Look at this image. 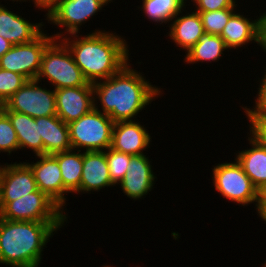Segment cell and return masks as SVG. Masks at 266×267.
I'll use <instances>...</instances> for the list:
<instances>
[{
  "label": "cell",
  "mask_w": 266,
  "mask_h": 267,
  "mask_svg": "<svg viewBox=\"0 0 266 267\" xmlns=\"http://www.w3.org/2000/svg\"><path fill=\"white\" fill-rule=\"evenodd\" d=\"M132 156L133 155L116 151L110 147L106 150L109 175L115 186L123 180Z\"/></svg>",
  "instance_id": "cell-27"
},
{
  "label": "cell",
  "mask_w": 266,
  "mask_h": 267,
  "mask_svg": "<svg viewBox=\"0 0 266 267\" xmlns=\"http://www.w3.org/2000/svg\"><path fill=\"white\" fill-rule=\"evenodd\" d=\"M266 213V188L260 193V206L258 216L261 218Z\"/></svg>",
  "instance_id": "cell-34"
},
{
  "label": "cell",
  "mask_w": 266,
  "mask_h": 267,
  "mask_svg": "<svg viewBox=\"0 0 266 267\" xmlns=\"http://www.w3.org/2000/svg\"><path fill=\"white\" fill-rule=\"evenodd\" d=\"M39 131L43 141V154L53 155L72 149L68 125L57 115L39 117Z\"/></svg>",
  "instance_id": "cell-21"
},
{
  "label": "cell",
  "mask_w": 266,
  "mask_h": 267,
  "mask_svg": "<svg viewBox=\"0 0 266 267\" xmlns=\"http://www.w3.org/2000/svg\"><path fill=\"white\" fill-rule=\"evenodd\" d=\"M261 220L263 221H265V223H266V213L261 217Z\"/></svg>",
  "instance_id": "cell-37"
},
{
  "label": "cell",
  "mask_w": 266,
  "mask_h": 267,
  "mask_svg": "<svg viewBox=\"0 0 266 267\" xmlns=\"http://www.w3.org/2000/svg\"><path fill=\"white\" fill-rule=\"evenodd\" d=\"M44 31L33 41L12 47L0 58V68L23 75L27 80L36 79L43 52L54 40Z\"/></svg>",
  "instance_id": "cell-10"
},
{
  "label": "cell",
  "mask_w": 266,
  "mask_h": 267,
  "mask_svg": "<svg viewBox=\"0 0 266 267\" xmlns=\"http://www.w3.org/2000/svg\"><path fill=\"white\" fill-rule=\"evenodd\" d=\"M139 8L148 17L149 21L158 24L169 23L182 10L186 9L188 0H141Z\"/></svg>",
  "instance_id": "cell-25"
},
{
  "label": "cell",
  "mask_w": 266,
  "mask_h": 267,
  "mask_svg": "<svg viewBox=\"0 0 266 267\" xmlns=\"http://www.w3.org/2000/svg\"><path fill=\"white\" fill-rule=\"evenodd\" d=\"M228 49H237L250 43H257L261 47V16L257 19L234 13L220 35Z\"/></svg>",
  "instance_id": "cell-16"
},
{
  "label": "cell",
  "mask_w": 266,
  "mask_h": 267,
  "mask_svg": "<svg viewBox=\"0 0 266 267\" xmlns=\"http://www.w3.org/2000/svg\"><path fill=\"white\" fill-rule=\"evenodd\" d=\"M7 1V0H6ZM10 1H13V3L16 1V2H27L28 0H10ZM33 3H34V0H31ZM29 2H30V0H29Z\"/></svg>",
  "instance_id": "cell-36"
},
{
  "label": "cell",
  "mask_w": 266,
  "mask_h": 267,
  "mask_svg": "<svg viewBox=\"0 0 266 267\" xmlns=\"http://www.w3.org/2000/svg\"><path fill=\"white\" fill-rule=\"evenodd\" d=\"M12 47V44L0 35V58Z\"/></svg>",
  "instance_id": "cell-35"
},
{
  "label": "cell",
  "mask_w": 266,
  "mask_h": 267,
  "mask_svg": "<svg viewBox=\"0 0 266 267\" xmlns=\"http://www.w3.org/2000/svg\"><path fill=\"white\" fill-rule=\"evenodd\" d=\"M247 140L251 148L247 147L245 150L238 151L235 159L261 193L266 188V148L259 145L250 136Z\"/></svg>",
  "instance_id": "cell-20"
},
{
  "label": "cell",
  "mask_w": 266,
  "mask_h": 267,
  "mask_svg": "<svg viewBox=\"0 0 266 267\" xmlns=\"http://www.w3.org/2000/svg\"><path fill=\"white\" fill-rule=\"evenodd\" d=\"M234 161L219 163L213 166L211 173L215 191L230 202L238 203L239 206L255 204V210L258 213L260 193L237 160L234 159Z\"/></svg>",
  "instance_id": "cell-6"
},
{
  "label": "cell",
  "mask_w": 266,
  "mask_h": 267,
  "mask_svg": "<svg viewBox=\"0 0 266 267\" xmlns=\"http://www.w3.org/2000/svg\"><path fill=\"white\" fill-rule=\"evenodd\" d=\"M191 2L196 8H194L196 12H209L237 7L236 0H191Z\"/></svg>",
  "instance_id": "cell-31"
},
{
  "label": "cell",
  "mask_w": 266,
  "mask_h": 267,
  "mask_svg": "<svg viewBox=\"0 0 266 267\" xmlns=\"http://www.w3.org/2000/svg\"><path fill=\"white\" fill-rule=\"evenodd\" d=\"M183 11L186 10H182L171 20L167 34L186 53L205 34V30L199 12L193 10L183 14Z\"/></svg>",
  "instance_id": "cell-19"
},
{
  "label": "cell",
  "mask_w": 266,
  "mask_h": 267,
  "mask_svg": "<svg viewBox=\"0 0 266 267\" xmlns=\"http://www.w3.org/2000/svg\"><path fill=\"white\" fill-rule=\"evenodd\" d=\"M111 0H57L44 15L48 23L60 28L64 32H54L55 39H61L68 34L80 33V27L84 25L92 16L98 15V12L107 6ZM50 21V22H49Z\"/></svg>",
  "instance_id": "cell-7"
},
{
  "label": "cell",
  "mask_w": 266,
  "mask_h": 267,
  "mask_svg": "<svg viewBox=\"0 0 266 267\" xmlns=\"http://www.w3.org/2000/svg\"><path fill=\"white\" fill-rule=\"evenodd\" d=\"M17 133V138L19 141V148L23 150L30 149L33 154L42 155L43 154V141L39 131V118H33L29 115L13 112L4 111Z\"/></svg>",
  "instance_id": "cell-22"
},
{
  "label": "cell",
  "mask_w": 266,
  "mask_h": 267,
  "mask_svg": "<svg viewBox=\"0 0 266 267\" xmlns=\"http://www.w3.org/2000/svg\"><path fill=\"white\" fill-rule=\"evenodd\" d=\"M37 161L25 162L32 170L38 189L63 210V179L53 155H36Z\"/></svg>",
  "instance_id": "cell-14"
},
{
  "label": "cell",
  "mask_w": 266,
  "mask_h": 267,
  "mask_svg": "<svg viewBox=\"0 0 266 267\" xmlns=\"http://www.w3.org/2000/svg\"><path fill=\"white\" fill-rule=\"evenodd\" d=\"M142 73L127 63L118 73L92 84L94 108L114 122L135 120L139 112L163 94L162 88L153 86Z\"/></svg>",
  "instance_id": "cell-1"
},
{
  "label": "cell",
  "mask_w": 266,
  "mask_h": 267,
  "mask_svg": "<svg viewBox=\"0 0 266 267\" xmlns=\"http://www.w3.org/2000/svg\"><path fill=\"white\" fill-rule=\"evenodd\" d=\"M0 218L11 221L67 223L68 213H65L52 199L38 189L7 203L0 210Z\"/></svg>",
  "instance_id": "cell-8"
},
{
  "label": "cell",
  "mask_w": 266,
  "mask_h": 267,
  "mask_svg": "<svg viewBox=\"0 0 266 267\" xmlns=\"http://www.w3.org/2000/svg\"><path fill=\"white\" fill-rule=\"evenodd\" d=\"M250 122L247 133L259 145L266 148V110H244Z\"/></svg>",
  "instance_id": "cell-30"
},
{
  "label": "cell",
  "mask_w": 266,
  "mask_h": 267,
  "mask_svg": "<svg viewBox=\"0 0 266 267\" xmlns=\"http://www.w3.org/2000/svg\"><path fill=\"white\" fill-rule=\"evenodd\" d=\"M56 1L57 0H34V7L39 10L44 9V12L46 13V10L49 9Z\"/></svg>",
  "instance_id": "cell-33"
},
{
  "label": "cell",
  "mask_w": 266,
  "mask_h": 267,
  "mask_svg": "<svg viewBox=\"0 0 266 267\" xmlns=\"http://www.w3.org/2000/svg\"><path fill=\"white\" fill-rule=\"evenodd\" d=\"M20 150L17 133L15 132L8 115L0 108V153Z\"/></svg>",
  "instance_id": "cell-28"
},
{
  "label": "cell",
  "mask_w": 266,
  "mask_h": 267,
  "mask_svg": "<svg viewBox=\"0 0 266 267\" xmlns=\"http://www.w3.org/2000/svg\"><path fill=\"white\" fill-rule=\"evenodd\" d=\"M44 79H47L52 87L54 86V90L84 86L89 83L74 62L67 46L60 39H54L43 52L36 80L43 85L41 80L45 82Z\"/></svg>",
  "instance_id": "cell-4"
},
{
  "label": "cell",
  "mask_w": 266,
  "mask_h": 267,
  "mask_svg": "<svg viewBox=\"0 0 266 267\" xmlns=\"http://www.w3.org/2000/svg\"><path fill=\"white\" fill-rule=\"evenodd\" d=\"M58 160L61 176L63 179V211L66 205V194H80V181L83 166V151L69 150L53 154Z\"/></svg>",
  "instance_id": "cell-23"
},
{
  "label": "cell",
  "mask_w": 266,
  "mask_h": 267,
  "mask_svg": "<svg viewBox=\"0 0 266 267\" xmlns=\"http://www.w3.org/2000/svg\"><path fill=\"white\" fill-rule=\"evenodd\" d=\"M43 26V22L31 23L0 2V35L12 45L33 41L44 31Z\"/></svg>",
  "instance_id": "cell-17"
},
{
  "label": "cell",
  "mask_w": 266,
  "mask_h": 267,
  "mask_svg": "<svg viewBox=\"0 0 266 267\" xmlns=\"http://www.w3.org/2000/svg\"><path fill=\"white\" fill-rule=\"evenodd\" d=\"M67 125L73 150L106 151L111 146L114 121L95 108Z\"/></svg>",
  "instance_id": "cell-5"
},
{
  "label": "cell",
  "mask_w": 266,
  "mask_h": 267,
  "mask_svg": "<svg viewBox=\"0 0 266 267\" xmlns=\"http://www.w3.org/2000/svg\"><path fill=\"white\" fill-rule=\"evenodd\" d=\"M40 81L27 80L0 108L33 118L56 115L55 90L41 87Z\"/></svg>",
  "instance_id": "cell-9"
},
{
  "label": "cell",
  "mask_w": 266,
  "mask_h": 267,
  "mask_svg": "<svg viewBox=\"0 0 266 267\" xmlns=\"http://www.w3.org/2000/svg\"><path fill=\"white\" fill-rule=\"evenodd\" d=\"M67 36L60 40L91 84L111 77L132 62L129 61L130 48L126 39L116 32L95 29L87 35L80 34V37L78 33Z\"/></svg>",
  "instance_id": "cell-2"
},
{
  "label": "cell",
  "mask_w": 266,
  "mask_h": 267,
  "mask_svg": "<svg viewBox=\"0 0 266 267\" xmlns=\"http://www.w3.org/2000/svg\"><path fill=\"white\" fill-rule=\"evenodd\" d=\"M56 115L70 123L94 108L93 85L55 89Z\"/></svg>",
  "instance_id": "cell-12"
},
{
  "label": "cell",
  "mask_w": 266,
  "mask_h": 267,
  "mask_svg": "<svg viewBox=\"0 0 266 267\" xmlns=\"http://www.w3.org/2000/svg\"><path fill=\"white\" fill-rule=\"evenodd\" d=\"M37 190L34 174L25 162L0 164V210L7 203Z\"/></svg>",
  "instance_id": "cell-11"
},
{
  "label": "cell",
  "mask_w": 266,
  "mask_h": 267,
  "mask_svg": "<svg viewBox=\"0 0 266 267\" xmlns=\"http://www.w3.org/2000/svg\"><path fill=\"white\" fill-rule=\"evenodd\" d=\"M237 8H224L217 11L199 12L206 34L221 35L223 28Z\"/></svg>",
  "instance_id": "cell-26"
},
{
  "label": "cell",
  "mask_w": 266,
  "mask_h": 267,
  "mask_svg": "<svg viewBox=\"0 0 266 267\" xmlns=\"http://www.w3.org/2000/svg\"><path fill=\"white\" fill-rule=\"evenodd\" d=\"M64 223L0 218V264L6 267H39L44 247Z\"/></svg>",
  "instance_id": "cell-3"
},
{
  "label": "cell",
  "mask_w": 266,
  "mask_h": 267,
  "mask_svg": "<svg viewBox=\"0 0 266 267\" xmlns=\"http://www.w3.org/2000/svg\"><path fill=\"white\" fill-rule=\"evenodd\" d=\"M140 121L114 122L110 148L130 155H141L151 144V135Z\"/></svg>",
  "instance_id": "cell-15"
},
{
  "label": "cell",
  "mask_w": 266,
  "mask_h": 267,
  "mask_svg": "<svg viewBox=\"0 0 266 267\" xmlns=\"http://www.w3.org/2000/svg\"><path fill=\"white\" fill-rule=\"evenodd\" d=\"M266 71V67L265 70ZM259 88L255 99V105L253 108L241 107L243 110H266V72H264L263 77L261 80L259 79Z\"/></svg>",
  "instance_id": "cell-32"
},
{
  "label": "cell",
  "mask_w": 266,
  "mask_h": 267,
  "mask_svg": "<svg viewBox=\"0 0 266 267\" xmlns=\"http://www.w3.org/2000/svg\"><path fill=\"white\" fill-rule=\"evenodd\" d=\"M27 79L18 73L0 68V106L5 103Z\"/></svg>",
  "instance_id": "cell-29"
},
{
  "label": "cell",
  "mask_w": 266,
  "mask_h": 267,
  "mask_svg": "<svg viewBox=\"0 0 266 267\" xmlns=\"http://www.w3.org/2000/svg\"><path fill=\"white\" fill-rule=\"evenodd\" d=\"M145 154L133 155L127 166V172L123 180L119 183L120 187L128 198L135 200L144 199L152 191L157 179L153 172L152 161Z\"/></svg>",
  "instance_id": "cell-13"
},
{
  "label": "cell",
  "mask_w": 266,
  "mask_h": 267,
  "mask_svg": "<svg viewBox=\"0 0 266 267\" xmlns=\"http://www.w3.org/2000/svg\"><path fill=\"white\" fill-rule=\"evenodd\" d=\"M229 51L224 40L219 35L204 34L199 41L186 52L184 62L187 64L194 63H212L217 62L224 56V51ZM223 55V56H222Z\"/></svg>",
  "instance_id": "cell-24"
},
{
  "label": "cell",
  "mask_w": 266,
  "mask_h": 267,
  "mask_svg": "<svg viewBox=\"0 0 266 267\" xmlns=\"http://www.w3.org/2000/svg\"><path fill=\"white\" fill-rule=\"evenodd\" d=\"M112 186L115 185L109 175L106 151L83 152L80 193L91 194Z\"/></svg>",
  "instance_id": "cell-18"
}]
</instances>
